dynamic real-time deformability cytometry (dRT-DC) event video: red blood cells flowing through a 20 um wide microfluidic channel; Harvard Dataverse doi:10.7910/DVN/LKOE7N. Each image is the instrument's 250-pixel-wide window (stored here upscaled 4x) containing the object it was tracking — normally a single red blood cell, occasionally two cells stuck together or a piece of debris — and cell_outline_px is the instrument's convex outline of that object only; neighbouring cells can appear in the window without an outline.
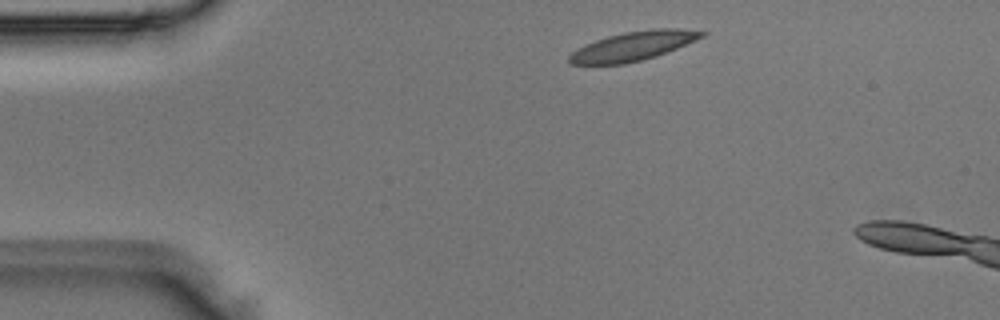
{"species": "Egyptian fruit bat (a non-hibernating species)", "species_latin": "Rousettus aegyptiacus", "temperature_condition": "room temperature", "stored_images_in_passage": 3, "camera_frame_rate_fps": 3000, "um_per_image_px": 0.085, "animal": {"sex": "male"}, "frame": {"image": 1, "passage_image": 1, "time_ms": 0.0, "image_size_px": [1000, 320], "cell_outline_px": [[708, 32], [704, 36], [676, 48], [656, 56], [624, 64], [568, 64], [568, 56], [572, 52], [584, 44], [608, 36], [624, 32], [652, 28], [680, 28]], "centroid_in_image_um": [53.8, 3.9], "position_along_channel_um": 31.2, "area_um2": 22.37}}